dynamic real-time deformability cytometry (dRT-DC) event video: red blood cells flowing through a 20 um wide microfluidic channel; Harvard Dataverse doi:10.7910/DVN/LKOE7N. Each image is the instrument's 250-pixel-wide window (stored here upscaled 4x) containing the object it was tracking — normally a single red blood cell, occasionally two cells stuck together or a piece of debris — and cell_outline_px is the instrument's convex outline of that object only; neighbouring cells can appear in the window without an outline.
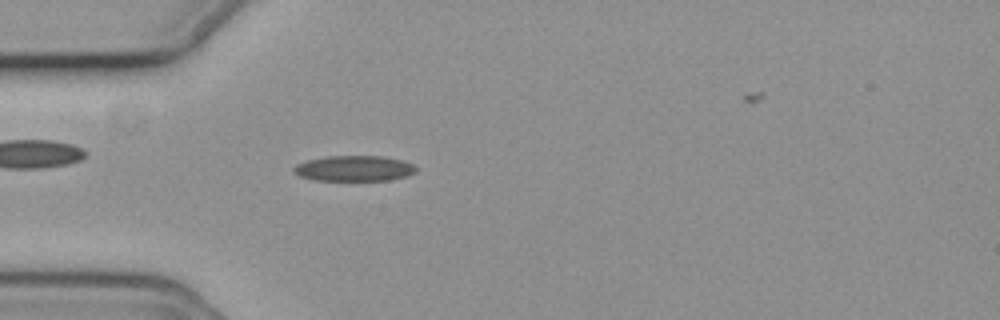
{"species": "common noctule bat (a hibernating species)", "species_latin": "Nyctalus noctula", "temperature_condition": "cold", "stored_images_in_passage": 51, "camera_frame_rate_fps": 3000, "um_per_image_px": 0.085, "animal": {"sex": "female", "body_mass_g": 19.3, "forearm_length_mm": 54.1}, "frame": {"image": 1, "passage_image": 16, "time_ms": 5.0, "image_size_px": [1000, 320], "cell_outline_px": [[416, 172], [408, 176], [388, 180], [316, 180], [300, 176], [292, 172], [292, 168], [296, 164], [308, 160], [328, 156], [384, 156], [400, 160], [412, 164], [416, 168]], "centroid_in_image_um": [30.09, 14.31], "position_along_channel_um": 54.9, "area_um2": 18.15}}
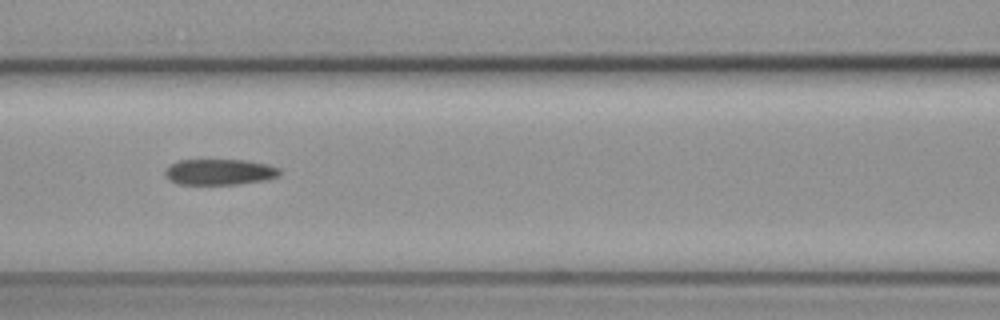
{"frame": {"image": 2, "passage_image": 24, "time_ms": 7.667, "image_size_px": [1000, 320], "cell_outline_px": [[280, 172], [276, 176], [264, 180], [236, 184], [176, 184], [168, 180], [164, 172], [172, 164], [180, 160], [244, 160], [268, 164], [280, 168]], "centroid_in_image_um": [18.64, 14.62], "position_along_channel_um": 148.0, "area_um2": 17.11}}
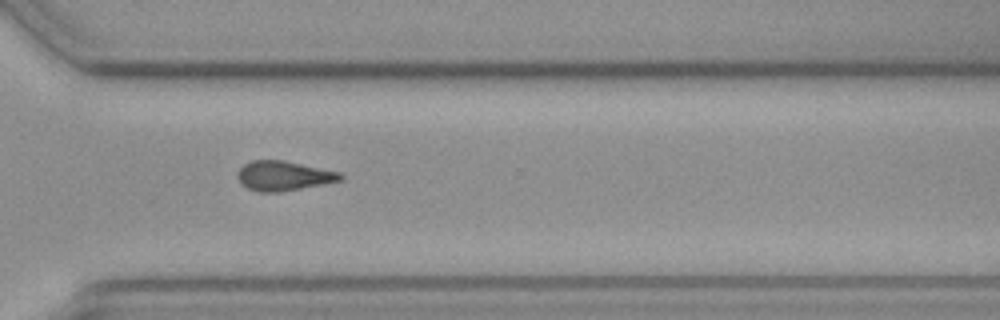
{"frame": {"image": 3, "passage_image": 40, "time_ms": 13.0, "image_size_px": [1000, 320], "cell_outline_px": [[344, 176], [340, 180], [324, 184], [280, 192], [260, 192], [248, 188], [240, 184], [236, 176], [236, 172], [244, 164], [252, 160], [284, 160], [340, 172]], "centroid_in_image_um": [24.07, 14.94], "position_along_channel_um": 346.5, "area_um2": 17.86}}